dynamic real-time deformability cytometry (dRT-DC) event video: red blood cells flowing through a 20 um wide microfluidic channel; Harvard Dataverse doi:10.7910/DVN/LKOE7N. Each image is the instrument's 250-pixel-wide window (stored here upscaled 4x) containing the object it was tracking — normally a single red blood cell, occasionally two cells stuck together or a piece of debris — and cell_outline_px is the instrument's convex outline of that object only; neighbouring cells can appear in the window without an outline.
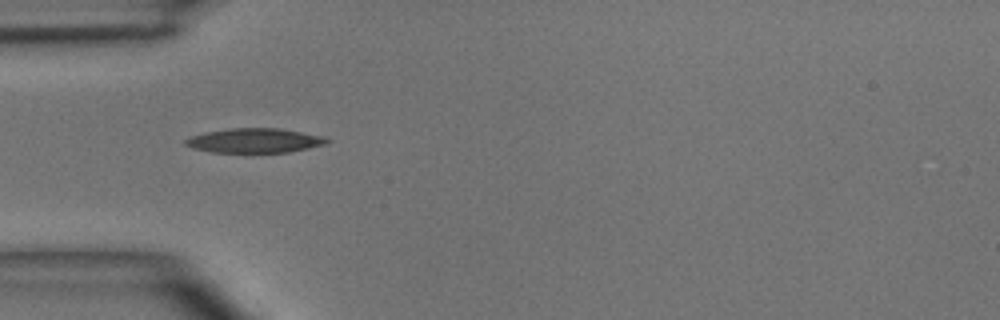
{"species": "common noctule bat (a hibernating species)", "species_latin": "Nyctalus noctula", "temperature_condition": "room temperature", "stored_images_in_passage": 3, "camera_frame_rate_fps": 3000, "um_per_image_px": 0.085, "animal": {"sex": "male", "body_mass_g": 15.6}, "frame": {"image": 1, "passage_image": 1, "time_ms": 0.0, "image_size_px": [1000, 320], "cell_outline_px": [[332, 140], [328, 144], [288, 152], [212, 152], [192, 148], [184, 144], [184, 140], [192, 136], [204, 132], [232, 128], [280, 128], [324, 136]], "centroid_in_image_um": [21.68, 11.94], "position_along_channel_um": 63.3, "area_um2": 20.23}}
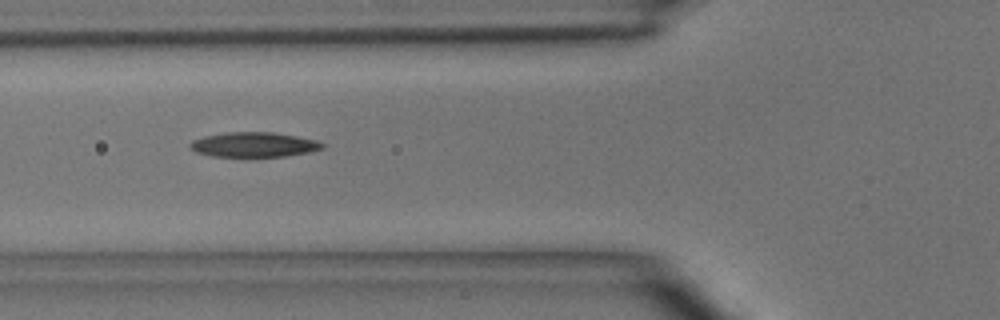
{"frame": {"image": 2, "passage_image": 2, "time_ms": 1.0, "image_size_px": [1000, 320], "cell_outline_px": [[328, 144], [324, 148], [308, 152], [288, 156], [248, 160], [244, 160], [212, 156], [196, 152], [188, 148], [188, 144], [192, 140], [204, 136], [224, 132], [272, 132], [296, 136], [316, 140]], "centroid_in_image_um": [21.55, 12.35], "position_along_channel_um": 104.3, "area_um2": 20.4}}